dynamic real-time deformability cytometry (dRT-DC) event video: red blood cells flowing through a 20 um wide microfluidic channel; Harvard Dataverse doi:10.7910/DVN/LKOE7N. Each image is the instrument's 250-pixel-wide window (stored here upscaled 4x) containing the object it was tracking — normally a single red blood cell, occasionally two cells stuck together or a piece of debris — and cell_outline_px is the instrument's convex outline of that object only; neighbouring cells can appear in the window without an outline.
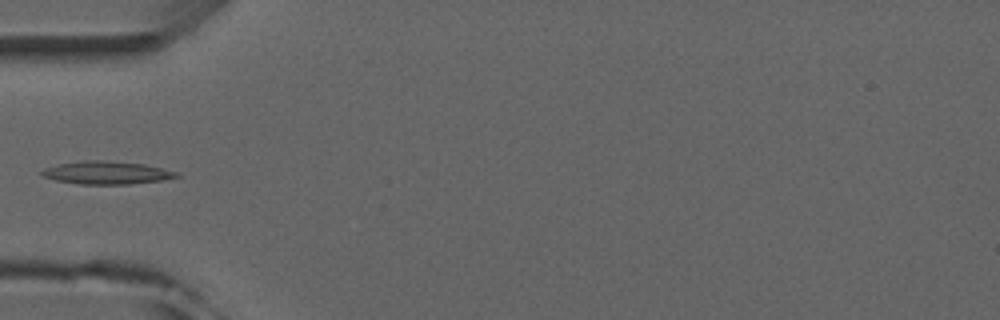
{"species": "common noctule bat (a hibernating species)", "species_latin": "Nyctalus noctula", "temperature_condition": "room temperature", "stored_images_in_passage": 3, "camera_frame_rate_fps": 3000, "um_per_image_px": 0.085, "animal": {"sex": "male", "forearm_length_mm": 52.5}, "frame": {"image": 1, "passage_image": 2, "time_ms": 1.333, "image_size_px": [1000, 320], "cell_outline_px": [[180, 176], [160, 180], [128, 184], [80, 184], [56, 180], [44, 176], [40, 172], [44, 168], [56, 164], [84, 160], [108, 160], [144, 164], [176, 172]], "centroid_in_image_um": [9.01, 14.67], "position_along_channel_um": 76.0, "area_um2": 17.8}}
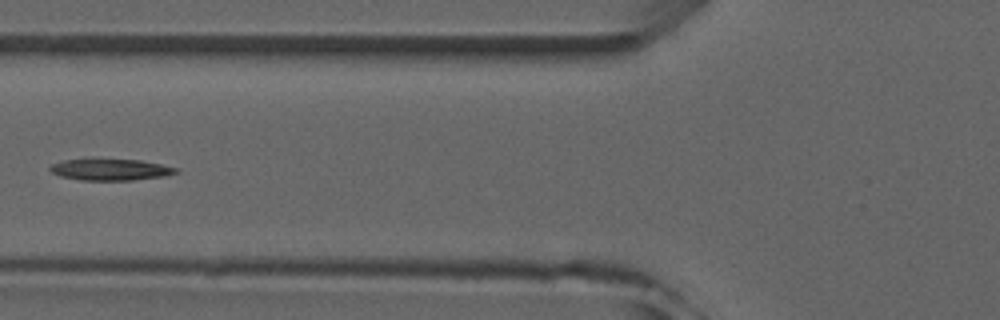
{"frame": {"image": 2, "passage_image": 3, "time_ms": 2.333, "image_size_px": [1000, 320], "cell_outline_px": [[180, 172], [164, 176], [132, 180], [80, 180], [60, 176], [52, 172], [48, 168], [52, 164], [64, 160], [140, 160], [180, 168]], "centroid_in_image_um": [9.44, 14.43], "position_along_channel_um": 116.4, "area_um2": 15.49}}